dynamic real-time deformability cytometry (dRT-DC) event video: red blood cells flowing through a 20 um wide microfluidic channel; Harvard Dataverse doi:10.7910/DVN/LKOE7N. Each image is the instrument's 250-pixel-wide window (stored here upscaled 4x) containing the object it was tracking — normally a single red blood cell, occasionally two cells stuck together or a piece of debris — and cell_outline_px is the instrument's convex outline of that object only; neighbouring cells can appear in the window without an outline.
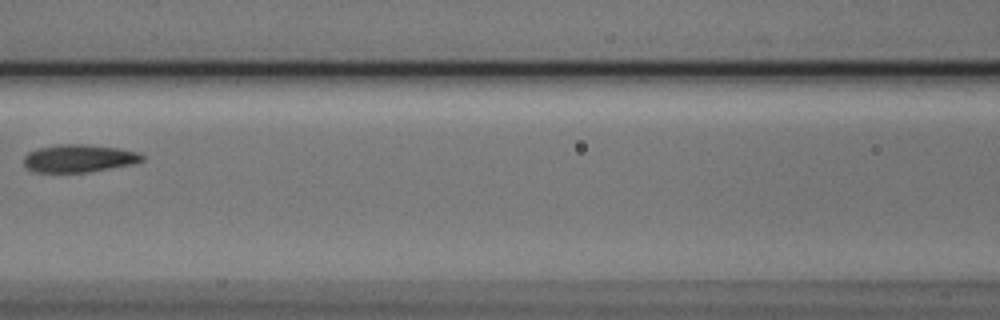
{"species": "Egyptian fruit bat (a non-hibernating species)", "species_latin": "Rousettus aegyptiacus", "temperature_condition": "cold", "stored_images_in_passage": 8, "camera_frame_rate_fps": 3000, "um_per_image_px": 0.085, "animal": {"sex": "male"}, "frame": {"image": 1, "passage_image": 7, "time_ms": 2.0, "image_size_px": [1000, 320], "cell_outline_px": [[144, 160], [136, 164], [88, 172], [32, 172], [24, 164], [24, 156], [28, 152], [36, 148], [60, 144], [84, 144], [120, 148], [140, 152], [144, 156]], "centroid_in_image_um": [6.74, 13.46], "position_along_channel_um": 159.9, "area_um2": 19.42}}
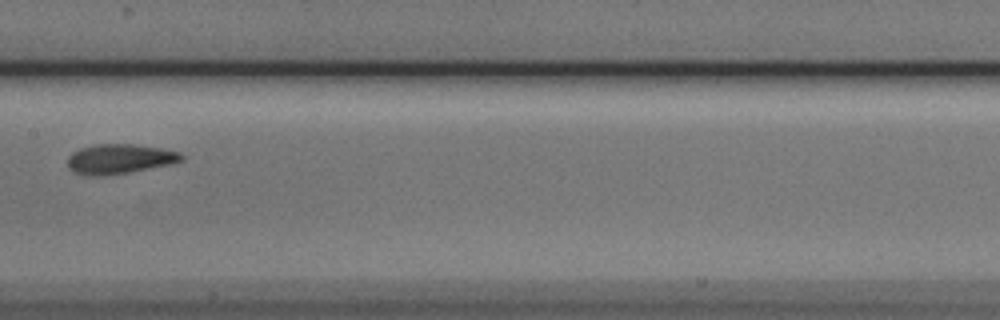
{"frame": {"image": 2, "passage_image": 8, "time_ms": 2.333, "image_size_px": [1000, 320], "cell_outline_px": [[184, 160], [168, 164], [128, 172], [104, 176], [88, 176], [76, 172], [68, 168], [68, 156], [72, 152], [80, 148], [96, 144], [132, 144], [160, 148], [180, 152], [184, 156]], "centroid_in_image_um": [10.13, 13.5], "position_along_channel_um": 197.3, "area_um2": 19.59}}